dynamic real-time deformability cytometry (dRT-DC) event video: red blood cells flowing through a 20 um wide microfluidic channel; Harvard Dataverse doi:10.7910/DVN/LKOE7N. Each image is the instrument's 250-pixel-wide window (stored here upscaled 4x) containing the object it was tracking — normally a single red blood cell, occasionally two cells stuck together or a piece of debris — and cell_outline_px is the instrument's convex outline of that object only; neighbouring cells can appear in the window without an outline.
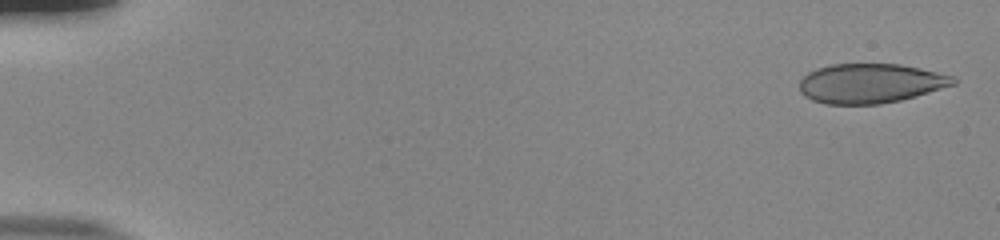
{"species": "human", "species_latin": "Homo sapiens", "temperature_condition": "room temperature", "stored_images_in_passage": 53, "camera_frame_rate_fps": 3000, "um_per_image_px": 0.085, "donor": {"sex": "male"}, "frame": {"image": 1, "passage_image": 1, "time_ms": 0.0, "image_size_px": [1000, 240], "cell_outline_px": [[960, 80], [956, 84], [916, 96], [900, 100], [880, 104], [824, 104], [812, 100], [804, 96], [800, 92], [800, 80], [808, 72], [816, 68], [828, 64], [900, 64], [920, 68], [956, 76]], "centroid_in_image_um": [74.01, 7.08], "position_along_channel_um": 11.0, "area_um2": 35.78}}
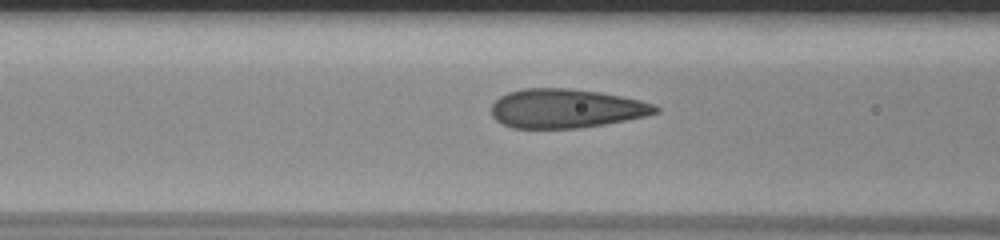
{"frame": {"image": 2, "passage_image": 22, "time_ms": 7.0, "image_size_px": [1000, 240], "cell_outline_px": [[660, 112], [644, 116], [604, 124], [576, 128], [512, 128], [496, 120], [492, 116], [492, 104], [500, 96], [508, 92], [520, 88], [568, 88], [600, 92], [640, 100], [652, 104], [660, 108]], "centroid_in_image_um": [48.08, 9.21], "position_along_channel_um": 118.5, "area_um2": 37.22}}
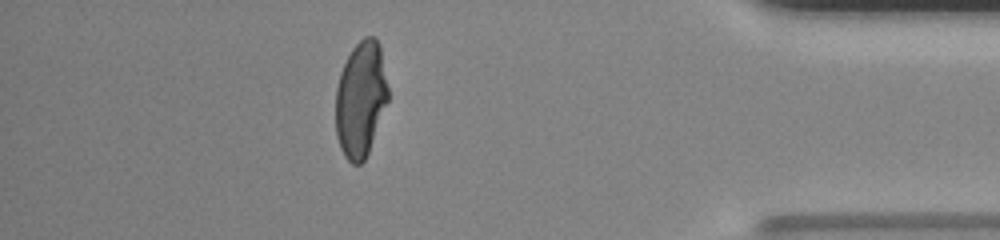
{"frame": {"image": 3, "passage_image": 47, "time_ms": 15.333, "image_size_px": [1000, 240], "cell_outline_px": [[388, 100], [368, 152], [364, 160], [360, 164], [352, 164], [344, 156], [340, 148], [336, 136], [336, 88], [340, 72], [352, 48], [364, 36], [376, 36], [380, 44], [388, 88]], "centroid_in_image_um": [30.65, 8.41], "position_along_channel_um": 404.5, "area_um2": 35.37}, "authors_computed_cell_mechanics": {"area_um2": 36.8764, "velocity_mm_per_s": 3.8548, "shape_relaxation_time_tau1_ms": 5.6119, "shape_relaxation_time_tau2_ms": null, "deformation_change_tau1": 0.2172, "deformation_change_tau2": null}}